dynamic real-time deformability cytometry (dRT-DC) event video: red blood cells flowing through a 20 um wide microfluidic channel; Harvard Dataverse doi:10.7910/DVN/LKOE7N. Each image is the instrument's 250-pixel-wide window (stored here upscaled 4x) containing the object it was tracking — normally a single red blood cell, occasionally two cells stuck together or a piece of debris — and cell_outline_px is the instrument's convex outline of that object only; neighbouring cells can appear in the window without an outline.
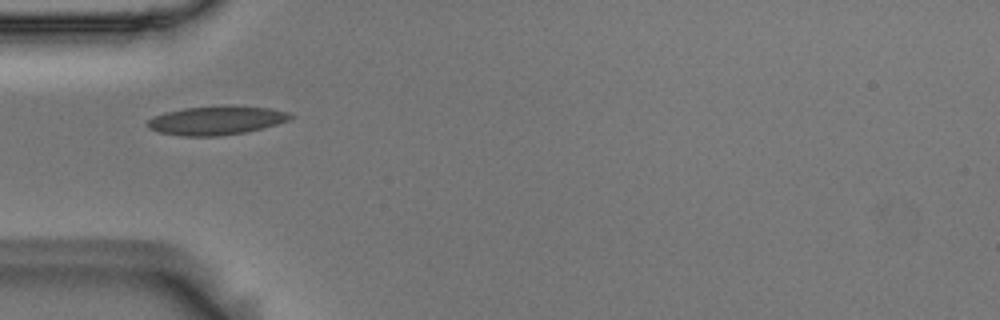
{"species": "Egyptian fruit bat (a non-hibernating species)", "species_latin": "Rousettus aegyptiacus", "temperature_condition": "room temperature", "stored_images_in_passage": 6, "camera_frame_rate_fps": 3000, "um_per_image_px": 0.085, "animal": {"sex": "male"}, "frame": {"image": 1, "passage_image": 6, "time_ms": 1.667, "image_size_px": [1000, 320], "cell_outline_px": [[292, 116], [288, 120], [276, 124], [244, 132], [220, 136], [180, 136], [160, 132], [148, 128], [144, 124], [152, 116], [164, 112], [184, 108], [268, 108], [288, 112]], "centroid_in_image_um": [18.26, 10.28], "position_along_channel_um": 66.7, "area_um2": 22.95}}